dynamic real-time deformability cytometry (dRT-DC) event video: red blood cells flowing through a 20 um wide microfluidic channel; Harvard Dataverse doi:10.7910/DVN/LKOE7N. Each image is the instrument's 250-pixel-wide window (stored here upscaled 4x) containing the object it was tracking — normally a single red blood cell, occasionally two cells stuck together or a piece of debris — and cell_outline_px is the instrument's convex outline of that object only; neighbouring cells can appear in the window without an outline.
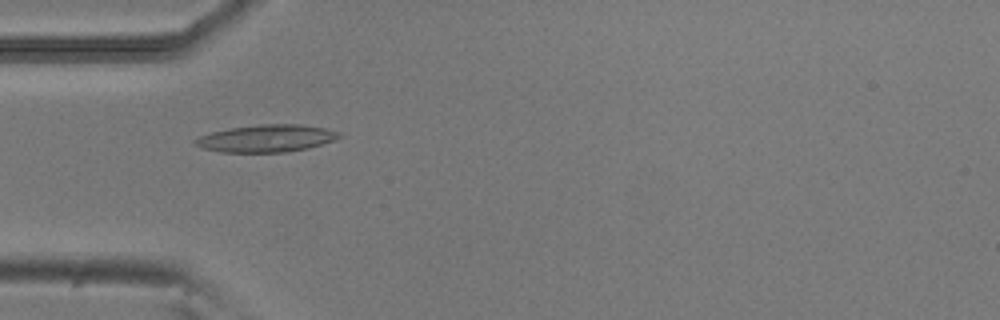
{"species": "common noctule bat (a hibernating species)", "species_latin": "Nyctalus noctula", "temperature_condition": "room temperature", "stored_images_in_passage": 38, "camera_frame_rate_fps": 3000, "um_per_image_px": 0.085, "animal": {"sex": "male", "body_mass_g": 20.5, "forearm_length_mm": 52.5}, "frame": {"image": 1, "passage_image": 2, "time_ms": 0.333, "image_size_px": [1000, 320], "cell_outline_px": [[344, 136], [336, 140], [308, 148], [288, 152], [220, 152], [200, 148], [192, 140], [200, 136], [212, 132], [228, 128], [260, 124], [300, 124], [324, 128], [340, 132]], "centroid_in_image_um": [22.67, 11.76], "position_along_channel_um": 62.3, "area_um2": 23.12}}
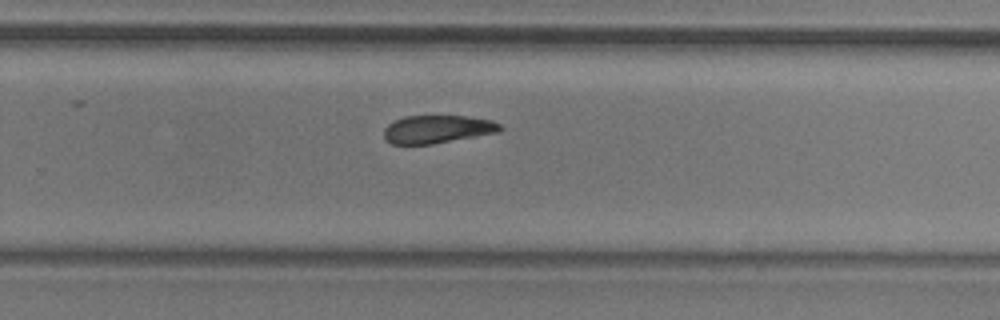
{"frame": {"image": 2, "passage_image": 20, "time_ms": 6.333, "image_size_px": [1000, 320], "cell_outline_px": [[504, 128], [500, 132], [432, 144], [392, 144], [384, 136], [384, 128], [392, 120], [404, 116], [468, 116], [492, 120], [500, 124]], "centroid_in_image_um": [37.19, 10.97], "position_along_channel_um": 292.6, "area_um2": 19.07}}
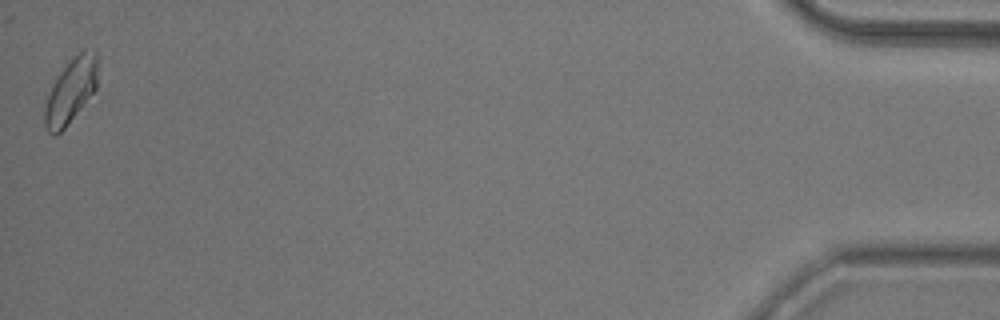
{"frame": {"image": 3, "passage_image": 38, "time_ms": 12.333, "image_size_px": [1000, 320], "cell_outline_px": [[100, 60], [96, 88], [64, 128], [56, 136], [52, 136], [48, 132], [44, 124], [44, 108], [52, 84], [60, 72], [84, 48], [96, 48]], "centroid_in_image_um": [6.06, 7.67], "position_along_channel_um": 429.1, "area_um2": 20.06}, "authors_computed_cell_mechanics": {"area_um2": 20.0277, "velocity_mm_per_s": 3.862, "shape_relaxation_time_tau1_ms": 5.2913, "shape_relaxation_time_tau2_ms": 6.862, "deformation_change_tau1": 0.1338, "deformation_change_tau2": 0.144}}